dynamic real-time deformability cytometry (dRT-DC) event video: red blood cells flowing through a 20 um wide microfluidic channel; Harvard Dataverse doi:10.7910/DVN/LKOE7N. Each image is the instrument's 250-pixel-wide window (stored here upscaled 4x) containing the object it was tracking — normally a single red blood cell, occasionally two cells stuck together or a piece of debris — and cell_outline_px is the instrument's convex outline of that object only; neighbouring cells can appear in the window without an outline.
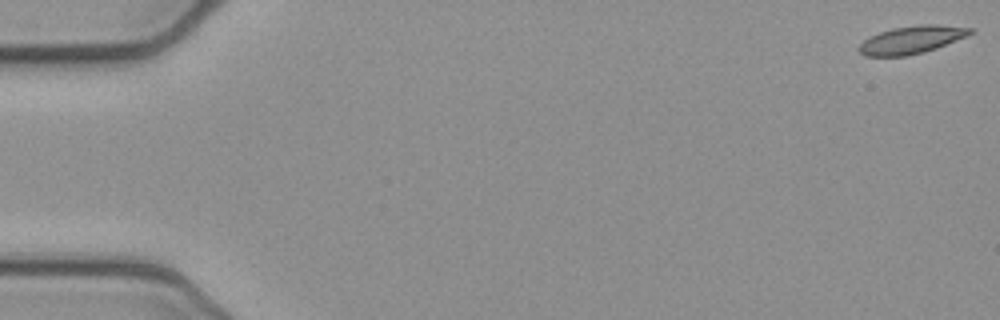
{"species": "common noctule bat (a hibernating species)", "species_latin": "Nyctalus noctula", "temperature_condition": "cold", "stored_images_in_passage": 53, "camera_frame_rate_fps": 3000, "um_per_image_px": 0.085, "animal": {"sex": "female", "body_mass_g": 21.9}, "frame": {"image": 1, "passage_image": 1, "time_ms": 0.0, "image_size_px": [1000, 320], "cell_outline_px": [[976, 32], [936, 48], [924, 52], [908, 56], [864, 56], [856, 48], [868, 36], [892, 28], [920, 24], [936, 24], [972, 28]], "centroid_in_image_um": [77.46, 3.38], "position_along_channel_um": 7.5, "area_um2": 18.09}}
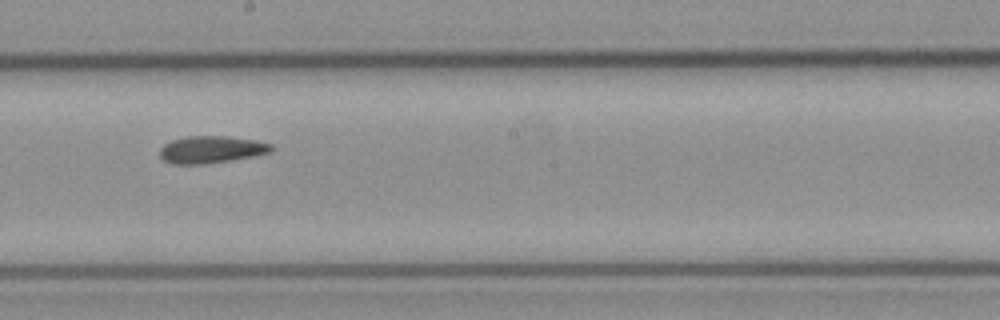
{"frame": {"image": 2, "passage_image": 30, "time_ms": 9.667, "image_size_px": [1000, 320], "cell_outline_px": [[276, 148], [272, 152], [252, 156], [204, 164], [172, 164], [164, 160], [160, 156], [160, 148], [164, 144], [172, 140], [188, 136], [228, 136], [256, 140], [272, 144]], "centroid_in_image_um": [17.98, 12.7], "position_along_channel_um": 230.2, "area_um2": 17.69}}
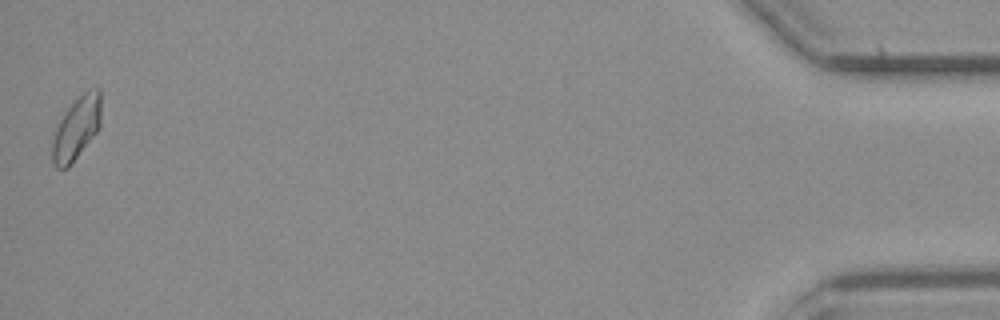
{"frame": {"image": 3, "passage_image": 53, "time_ms": 17.333, "image_size_px": [1000, 320], "cell_outline_px": [[100, 128], [68, 168], [56, 168], [52, 164], [52, 140], [56, 128], [60, 120], [68, 108], [88, 88], [100, 88]], "centroid_in_image_um": [6.5, 10.92], "position_along_channel_um": 428.7, "area_um2": 17.74}, "authors_computed_cell_mechanics": {"area_um2": 17.6868, "velocity_mm_per_s": 3.8691, "shape_relaxation_time_tau1_ms": null, "shape_relaxation_time_tau2_ms": 3.2156, "deformation_change_tau1": null, "deformation_change_tau2": 0.0899}}